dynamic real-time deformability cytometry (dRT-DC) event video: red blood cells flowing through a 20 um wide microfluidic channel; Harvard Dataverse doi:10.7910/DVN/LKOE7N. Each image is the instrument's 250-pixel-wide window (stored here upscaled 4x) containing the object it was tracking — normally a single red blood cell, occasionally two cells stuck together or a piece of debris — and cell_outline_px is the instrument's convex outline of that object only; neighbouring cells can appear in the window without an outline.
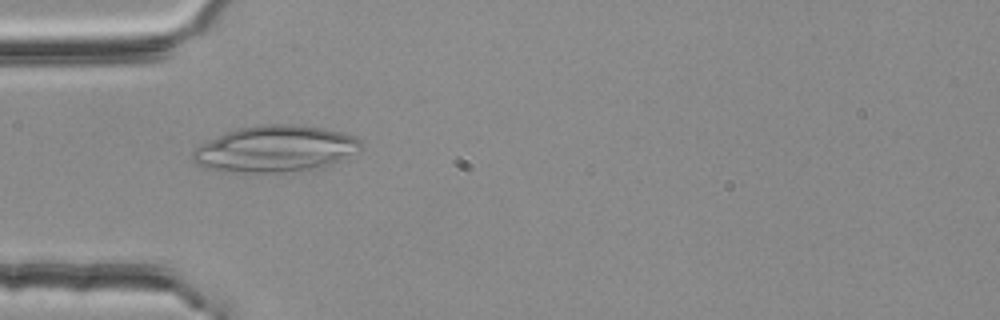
{"species": "common noctule bat (a hibernating species)", "species_latin": "Nyctalus noctula", "temperature_condition": "room temperature", "stored_images_in_passage": 33, "camera_frame_rate_fps": 3000, "um_per_image_px": 0.085, "animal": {"sex": "female", "body_mass_g": 25.1}, "frame": {"image": 1, "passage_image": 3, "time_ms": 0.667, "image_size_px": [1000, 320], "cell_outline_px": [[360, 148], [340, 160], [332, 164], [320, 168], [272, 172], [224, 172], [208, 168], [196, 164], [192, 160], [192, 152], [200, 144], [208, 140], [228, 132], [240, 128], [260, 124], [296, 124], [324, 128], [356, 136], [360, 140]], "centroid_in_image_um": [23.36, 12.65], "position_along_channel_um": 61.6, "area_um2": 45.2}}
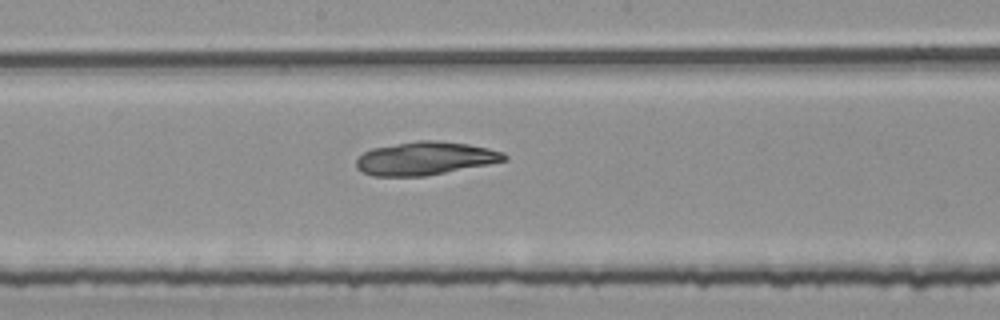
{"frame": {"image": 2, "passage_image": 15, "time_ms": 4.667, "image_size_px": [1000, 320], "cell_outline_px": [[508, 160], [488, 164], [424, 176], [372, 176], [356, 168], [356, 160], [364, 152], [372, 148], [416, 140], [432, 140], [468, 144], [488, 148], [504, 152], [508, 156]], "centroid_in_image_um": [36.14, 13.46], "position_along_channel_um": 212.1, "area_um2": 28.55}}
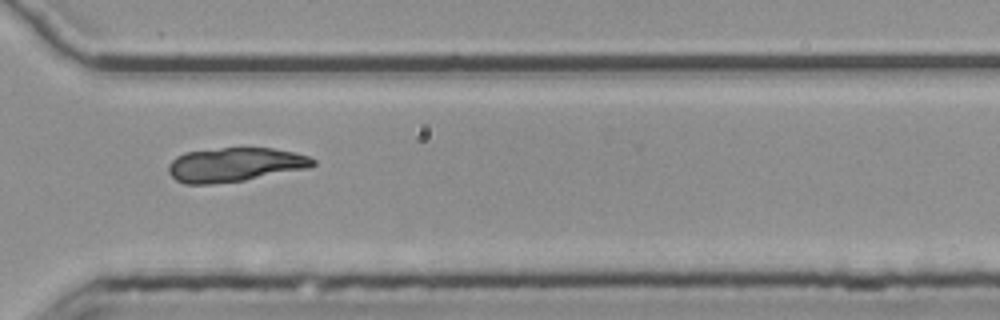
{"frame": {"image": 3, "passage_image": 26, "time_ms": 8.333, "image_size_px": [1000, 320], "cell_outline_px": [[316, 164], [308, 168], [244, 180], [208, 184], [184, 184], [176, 180], [168, 172], [168, 164], [176, 156], [184, 152], [220, 148], [272, 148], [292, 152], [308, 156], [316, 160]], "centroid_in_image_um": [19.93, 13.99], "position_along_channel_um": 350.7, "area_um2": 28.61}}